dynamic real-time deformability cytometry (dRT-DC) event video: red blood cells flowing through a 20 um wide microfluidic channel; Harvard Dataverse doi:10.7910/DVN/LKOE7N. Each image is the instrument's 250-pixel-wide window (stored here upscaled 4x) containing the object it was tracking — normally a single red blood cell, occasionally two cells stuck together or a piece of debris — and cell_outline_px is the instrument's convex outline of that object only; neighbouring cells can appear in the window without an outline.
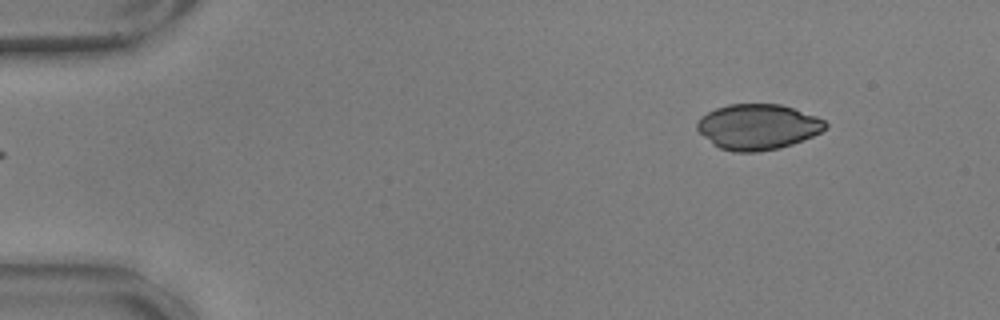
{"species": "common noctule bat (a hibernating species)", "species_latin": "Nyctalus noctula", "temperature_condition": "warm", "stored_images_in_passage": 51, "camera_frame_rate_fps": 3000, "um_per_image_px": 0.085, "animal": {"sex": "male", "body_mass_g": 17.9, "forearm_length_mm": 54.2}, "frame": {"image": 1, "passage_image": 2, "time_ms": 0.333, "image_size_px": [1000, 320], "cell_outline_px": [[828, 128], [812, 136], [792, 144], [780, 148], [756, 152], [732, 152], [720, 148], [712, 144], [696, 128], [696, 124], [700, 116], [716, 108], [728, 104], [780, 104], [816, 116], [824, 120], [828, 124]], "centroid_in_image_um": [64.4, 10.78], "position_along_channel_um": 20.6, "area_um2": 34.04}}
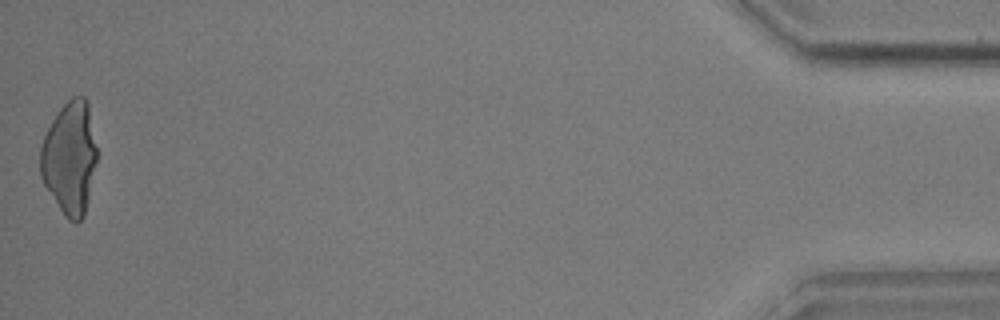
{"frame": {"image": 2, "passage_image": 51, "time_ms": 16.667, "image_size_px": [1000, 320], "cell_outline_px": [[96, 160], [88, 200], [84, 216], [76, 224], [68, 220], [64, 216], [44, 184], [40, 176], [40, 148], [44, 136], [52, 120], [60, 108], [72, 96], [84, 96], [88, 100], [96, 148]], "centroid_in_image_um": [5.92, 13.42], "position_along_channel_um": 429.3, "area_um2": 37.11}}